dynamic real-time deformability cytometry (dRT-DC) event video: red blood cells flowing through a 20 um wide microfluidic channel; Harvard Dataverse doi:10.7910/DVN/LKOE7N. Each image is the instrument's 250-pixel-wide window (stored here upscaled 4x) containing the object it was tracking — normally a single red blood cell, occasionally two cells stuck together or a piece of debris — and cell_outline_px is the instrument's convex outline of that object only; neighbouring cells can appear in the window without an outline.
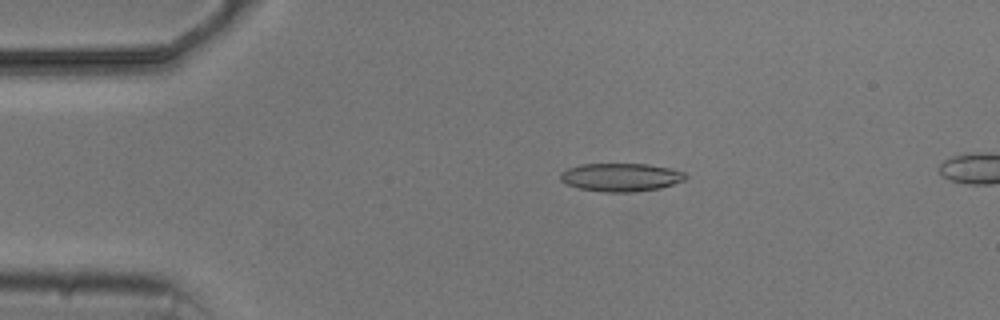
{"species": "common noctule bat (a hibernating species)", "species_latin": "Nyctalus noctula", "temperature_condition": "cold", "stored_images_in_passage": 6, "camera_frame_rate_fps": 3000, "um_per_image_px": 0.085, "animal": {"sex": "male", "body_mass_g": 20.5, "forearm_length_mm": 52.5}, "frame": {"image": 1, "passage_image": 4, "time_ms": 3.333, "image_size_px": [1000, 320], "cell_outline_px": [[688, 176], [684, 180], [660, 188], [636, 192], [604, 192], [580, 188], [568, 184], [560, 180], [560, 172], [568, 168], [580, 164], [648, 164], [668, 168], [684, 172]], "centroid_in_image_um": [52.77, 15.06], "position_along_channel_um": 32.2, "area_um2": 20.52}}